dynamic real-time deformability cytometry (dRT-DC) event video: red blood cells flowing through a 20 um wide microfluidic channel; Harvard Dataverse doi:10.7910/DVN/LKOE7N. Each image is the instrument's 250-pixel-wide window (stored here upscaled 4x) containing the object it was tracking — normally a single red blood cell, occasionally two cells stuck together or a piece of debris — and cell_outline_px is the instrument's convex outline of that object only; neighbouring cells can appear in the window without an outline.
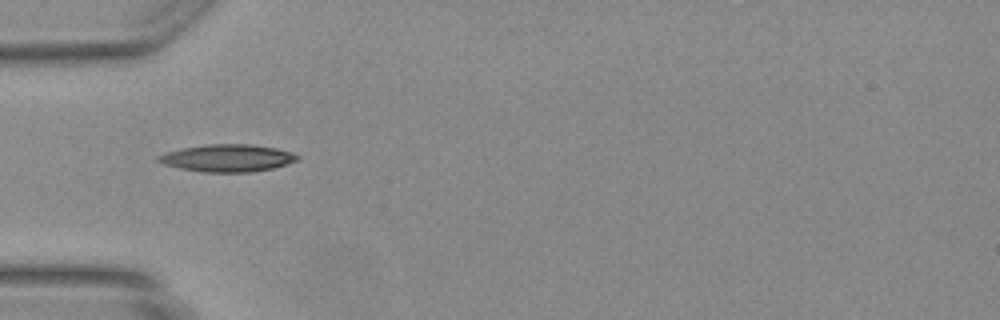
{"species": "Egyptian fruit bat (a non-hibernating species)", "species_latin": "Rousettus aegyptiacus", "temperature_condition": "warm", "stored_images_in_passage": 4, "camera_frame_rate_fps": 3000, "um_per_image_px": 0.085, "animal": {"sex": "female"}, "frame": {"image": 1, "passage_image": 1, "time_ms": 0.0, "image_size_px": [1000, 320], "cell_outline_px": [[300, 160], [272, 168], [252, 172], [204, 172], [180, 168], [164, 164], [156, 160], [156, 156], [168, 152], [184, 148], [208, 144], [252, 144], [276, 148], [292, 152], [300, 156]], "centroid_in_image_um": [19.37, 13.43], "position_along_channel_um": 65.6, "area_um2": 22.08}}